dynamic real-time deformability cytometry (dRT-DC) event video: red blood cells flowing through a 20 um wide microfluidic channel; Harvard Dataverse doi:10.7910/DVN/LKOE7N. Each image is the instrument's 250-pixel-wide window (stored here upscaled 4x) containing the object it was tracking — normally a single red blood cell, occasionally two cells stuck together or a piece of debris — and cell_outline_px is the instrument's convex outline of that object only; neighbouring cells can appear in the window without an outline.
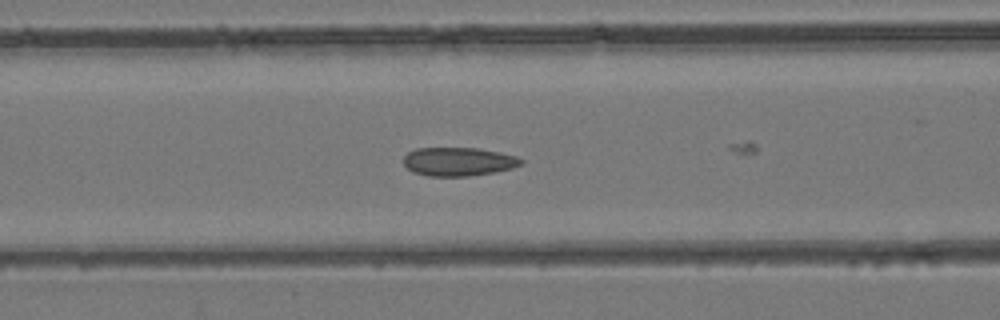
{"species": "common noctule bat (a hibernating species)", "species_latin": "Nyctalus noctula", "temperature_condition": "room temperature", "stored_images_in_passage": 26, "camera_frame_rate_fps": 3000, "um_per_image_px": 0.085, "animal": {"sex": "female", "body_mass_g": 24.6, "forearm_length_mm": 56.2}, "frame": {"image": 1, "passage_image": 18, "time_ms": 5.667, "image_size_px": [1000, 320], "cell_outline_px": [[524, 164], [512, 168], [492, 172], [468, 176], [428, 176], [412, 172], [404, 164], [404, 156], [408, 152], [416, 148], [476, 148], [500, 152], [516, 156], [524, 160]], "centroid_in_image_um": [38.97, 13.73], "position_along_channel_um": 127.6, "area_um2": 19.59}}
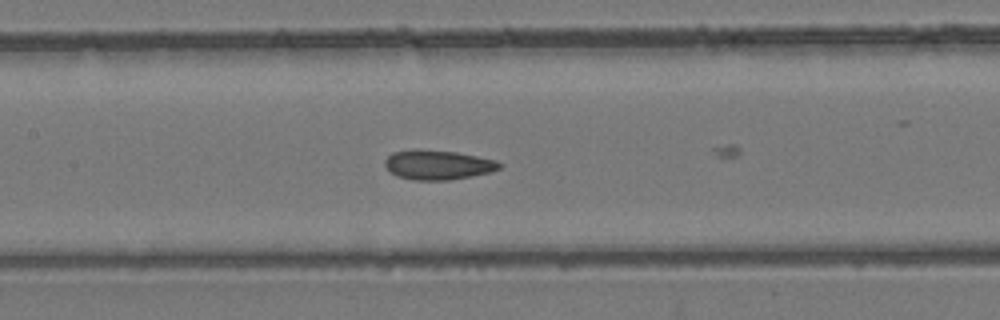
{"frame": {"image": 2, "passage_image": 21, "time_ms": 6.667, "image_size_px": [1000, 320], "cell_outline_px": [[504, 164], [500, 168], [492, 172], [472, 176], [448, 180], [412, 180], [396, 176], [384, 164], [384, 160], [392, 152], [412, 148], [420, 148], [456, 152], [496, 160]], "centroid_in_image_um": [37.21, 13.99], "position_along_channel_um": 170.2, "area_um2": 20.06}}
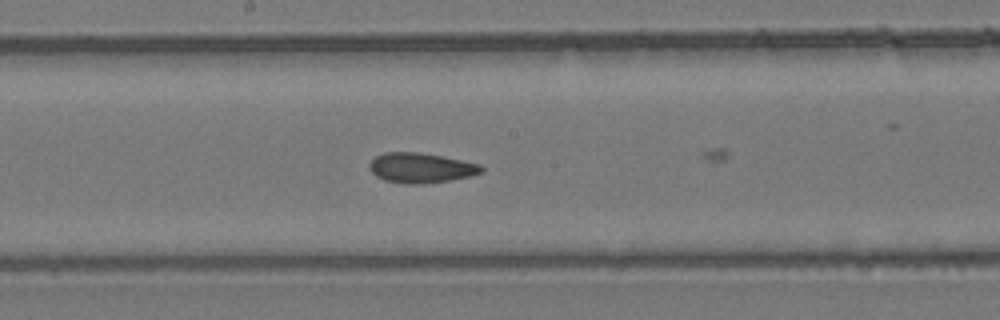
{"frame": {"image": 3, "passage_image": 24, "time_ms": 7.667, "image_size_px": [1000, 320], "cell_outline_px": [[484, 172], [472, 176], [424, 184], [408, 184], [384, 180], [376, 176], [368, 168], [368, 164], [376, 156], [384, 152], [416, 152], [444, 156], [480, 164], [484, 168]], "centroid_in_image_um": [35.79, 14.27], "position_along_channel_um": 212.4, "area_um2": 19.71}}